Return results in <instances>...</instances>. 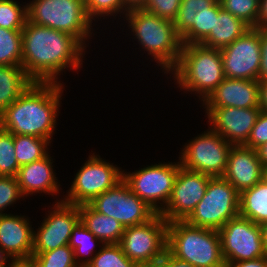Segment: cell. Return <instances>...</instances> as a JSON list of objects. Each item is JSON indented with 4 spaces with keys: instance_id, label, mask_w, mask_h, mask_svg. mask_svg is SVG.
Wrapping results in <instances>:
<instances>
[{
    "instance_id": "cell-1",
    "label": "cell",
    "mask_w": 267,
    "mask_h": 267,
    "mask_svg": "<svg viewBox=\"0 0 267 267\" xmlns=\"http://www.w3.org/2000/svg\"><path fill=\"white\" fill-rule=\"evenodd\" d=\"M86 47L74 36L26 21L22 29V67L33 82L58 83L64 69L79 70Z\"/></svg>"
},
{
    "instance_id": "cell-2",
    "label": "cell",
    "mask_w": 267,
    "mask_h": 267,
    "mask_svg": "<svg viewBox=\"0 0 267 267\" xmlns=\"http://www.w3.org/2000/svg\"><path fill=\"white\" fill-rule=\"evenodd\" d=\"M33 82L11 106L0 113V128L13 135L51 140L61 107L64 85Z\"/></svg>"
},
{
    "instance_id": "cell-3",
    "label": "cell",
    "mask_w": 267,
    "mask_h": 267,
    "mask_svg": "<svg viewBox=\"0 0 267 267\" xmlns=\"http://www.w3.org/2000/svg\"><path fill=\"white\" fill-rule=\"evenodd\" d=\"M124 17L135 36L133 39L138 40V44L148 51V55L159 63L164 73L170 74L179 61L183 46L173 21L143 8L129 9Z\"/></svg>"
},
{
    "instance_id": "cell-4",
    "label": "cell",
    "mask_w": 267,
    "mask_h": 267,
    "mask_svg": "<svg viewBox=\"0 0 267 267\" xmlns=\"http://www.w3.org/2000/svg\"><path fill=\"white\" fill-rule=\"evenodd\" d=\"M170 73L181 91L199 94V100L204 101L225 79L220 49L183 45L179 61Z\"/></svg>"
},
{
    "instance_id": "cell-5",
    "label": "cell",
    "mask_w": 267,
    "mask_h": 267,
    "mask_svg": "<svg viewBox=\"0 0 267 267\" xmlns=\"http://www.w3.org/2000/svg\"><path fill=\"white\" fill-rule=\"evenodd\" d=\"M167 250L194 267H226L218 230L193 226L185 220L168 222Z\"/></svg>"
},
{
    "instance_id": "cell-6",
    "label": "cell",
    "mask_w": 267,
    "mask_h": 267,
    "mask_svg": "<svg viewBox=\"0 0 267 267\" xmlns=\"http://www.w3.org/2000/svg\"><path fill=\"white\" fill-rule=\"evenodd\" d=\"M27 14L33 24L66 32L85 47L93 33L84 0H32L27 3Z\"/></svg>"
},
{
    "instance_id": "cell-7",
    "label": "cell",
    "mask_w": 267,
    "mask_h": 267,
    "mask_svg": "<svg viewBox=\"0 0 267 267\" xmlns=\"http://www.w3.org/2000/svg\"><path fill=\"white\" fill-rule=\"evenodd\" d=\"M240 193L223 177H211L206 192L185 219L193 226L221 229L230 219L239 216Z\"/></svg>"
},
{
    "instance_id": "cell-8",
    "label": "cell",
    "mask_w": 267,
    "mask_h": 267,
    "mask_svg": "<svg viewBox=\"0 0 267 267\" xmlns=\"http://www.w3.org/2000/svg\"><path fill=\"white\" fill-rule=\"evenodd\" d=\"M120 169L121 167L92 153L76 173L62 201L72 205L90 203L95 197L115 187L123 180V171Z\"/></svg>"
},
{
    "instance_id": "cell-9",
    "label": "cell",
    "mask_w": 267,
    "mask_h": 267,
    "mask_svg": "<svg viewBox=\"0 0 267 267\" xmlns=\"http://www.w3.org/2000/svg\"><path fill=\"white\" fill-rule=\"evenodd\" d=\"M180 166V161H178L177 163L153 164L132 173L123 170V180L133 193L145 201L156 213H160L171 197Z\"/></svg>"
},
{
    "instance_id": "cell-10",
    "label": "cell",
    "mask_w": 267,
    "mask_h": 267,
    "mask_svg": "<svg viewBox=\"0 0 267 267\" xmlns=\"http://www.w3.org/2000/svg\"><path fill=\"white\" fill-rule=\"evenodd\" d=\"M179 156L183 168L211 177H222L233 146L211 128L184 145Z\"/></svg>"
},
{
    "instance_id": "cell-11",
    "label": "cell",
    "mask_w": 267,
    "mask_h": 267,
    "mask_svg": "<svg viewBox=\"0 0 267 267\" xmlns=\"http://www.w3.org/2000/svg\"><path fill=\"white\" fill-rule=\"evenodd\" d=\"M167 227L168 222L157 213L146 223L125 228L119 245L138 265L158 260L167 251Z\"/></svg>"
},
{
    "instance_id": "cell-12",
    "label": "cell",
    "mask_w": 267,
    "mask_h": 267,
    "mask_svg": "<svg viewBox=\"0 0 267 267\" xmlns=\"http://www.w3.org/2000/svg\"><path fill=\"white\" fill-rule=\"evenodd\" d=\"M96 211L119 221L124 228L140 225L157 213L122 180L89 203Z\"/></svg>"
},
{
    "instance_id": "cell-13",
    "label": "cell",
    "mask_w": 267,
    "mask_h": 267,
    "mask_svg": "<svg viewBox=\"0 0 267 267\" xmlns=\"http://www.w3.org/2000/svg\"><path fill=\"white\" fill-rule=\"evenodd\" d=\"M226 267L233 262L266 256L260 226L240 215L218 230Z\"/></svg>"
},
{
    "instance_id": "cell-14",
    "label": "cell",
    "mask_w": 267,
    "mask_h": 267,
    "mask_svg": "<svg viewBox=\"0 0 267 267\" xmlns=\"http://www.w3.org/2000/svg\"><path fill=\"white\" fill-rule=\"evenodd\" d=\"M220 52L225 77L259 81L261 29L251 27Z\"/></svg>"
},
{
    "instance_id": "cell-15",
    "label": "cell",
    "mask_w": 267,
    "mask_h": 267,
    "mask_svg": "<svg viewBox=\"0 0 267 267\" xmlns=\"http://www.w3.org/2000/svg\"><path fill=\"white\" fill-rule=\"evenodd\" d=\"M53 210V211H52ZM40 227L33 230L32 254H40L69 244L75 225L80 221L79 205L56 200Z\"/></svg>"
},
{
    "instance_id": "cell-16",
    "label": "cell",
    "mask_w": 267,
    "mask_h": 267,
    "mask_svg": "<svg viewBox=\"0 0 267 267\" xmlns=\"http://www.w3.org/2000/svg\"><path fill=\"white\" fill-rule=\"evenodd\" d=\"M221 10L219 0H182L173 20L182 44H200L214 29L215 16Z\"/></svg>"
},
{
    "instance_id": "cell-17",
    "label": "cell",
    "mask_w": 267,
    "mask_h": 267,
    "mask_svg": "<svg viewBox=\"0 0 267 267\" xmlns=\"http://www.w3.org/2000/svg\"><path fill=\"white\" fill-rule=\"evenodd\" d=\"M211 176L179 167L173 191L160 212L167 221L185 220L204 197Z\"/></svg>"
},
{
    "instance_id": "cell-18",
    "label": "cell",
    "mask_w": 267,
    "mask_h": 267,
    "mask_svg": "<svg viewBox=\"0 0 267 267\" xmlns=\"http://www.w3.org/2000/svg\"><path fill=\"white\" fill-rule=\"evenodd\" d=\"M208 122L214 132L219 133L232 145H244L261 112L260 107L205 108Z\"/></svg>"
},
{
    "instance_id": "cell-19",
    "label": "cell",
    "mask_w": 267,
    "mask_h": 267,
    "mask_svg": "<svg viewBox=\"0 0 267 267\" xmlns=\"http://www.w3.org/2000/svg\"><path fill=\"white\" fill-rule=\"evenodd\" d=\"M265 169L258 157L257 150L244 145H233L229 151L223 178L235 189L242 191L253 187L264 178Z\"/></svg>"
},
{
    "instance_id": "cell-20",
    "label": "cell",
    "mask_w": 267,
    "mask_h": 267,
    "mask_svg": "<svg viewBox=\"0 0 267 267\" xmlns=\"http://www.w3.org/2000/svg\"><path fill=\"white\" fill-rule=\"evenodd\" d=\"M202 104L204 108L259 107V81L225 77Z\"/></svg>"
},
{
    "instance_id": "cell-21",
    "label": "cell",
    "mask_w": 267,
    "mask_h": 267,
    "mask_svg": "<svg viewBox=\"0 0 267 267\" xmlns=\"http://www.w3.org/2000/svg\"><path fill=\"white\" fill-rule=\"evenodd\" d=\"M29 218L0 214V246L14 261H30L33 251V229Z\"/></svg>"
},
{
    "instance_id": "cell-22",
    "label": "cell",
    "mask_w": 267,
    "mask_h": 267,
    "mask_svg": "<svg viewBox=\"0 0 267 267\" xmlns=\"http://www.w3.org/2000/svg\"><path fill=\"white\" fill-rule=\"evenodd\" d=\"M50 156L48 154L41 160L20 166L16 178L24 197L43 192L52 196L59 194L60 183L55 177L54 161Z\"/></svg>"
},
{
    "instance_id": "cell-23",
    "label": "cell",
    "mask_w": 267,
    "mask_h": 267,
    "mask_svg": "<svg viewBox=\"0 0 267 267\" xmlns=\"http://www.w3.org/2000/svg\"><path fill=\"white\" fill-rule=\"evenodd\" d=\"M80 221L103 244H119L124 226L116 219L96 211L89 203L79 205Z\"/></svg>"
},
{
    "instance_id": "cell-24",
    "label": "cell",
    "mask_w": 267,
    "mask_h": 267,
    "mask_svg": "<svg viewBox=\"0 0 267 267\" xmlns=\"http://www.w3.org/2000/svg\"><path fill=\"white\" fill-rule=\"evenodd\" d=\"M250 28L242 19L222 9L218 16H215L214 29H211L210 34L200 44L209 48L223 49Z\"/></svg>"
},
{
    "instance_id": "cell-25",
    "label": "cell",
    "mask_w": 267,
    "mask_h": 267,
    "mask_svg": "<svg viewBox=\"0 0 267 267\" xmlns=\"http://www.w3.org/2000/svg\"><path fill=\"white\" fill-rule=\"evenodd\" d=\"M32 83L22 65H0V113L11 106Z\"/></svg>"
},
{
    "instance_id": "cell-26",
    "label": "cell",
    "mask_w": 267,
    "mask_h": 267,
    "mask_svg": "<svg viewBox=\"0 0 267 267\" xmlns=\"http://www.w3.org/2000/svg\"><path fill=\"white\" fill-rule=\"evenodd\" d=\"M239 215L261 225L267 222V179L240 193Z\"/></svg>"
},
{
    "instance_id": "cell-27",
    "label": "cell",
    "mask_w": 267,
    "mask_h": 267,
    "mask_svg": "<svg viewBox=\"0 0 267 267\" xmlns=\"http://www.w3.org/2000/svg\"><path fill=\"white\" fill-rule=\"evenodd\" d=\"M100 243L103 244L100 239L96 238V236L79 221L72 230L68 245L73 249L74 259L77 265L80 267H87L98 252L97 249L96 251H94V249Z\"/></svg>"
},
{
    "instance_id": "cell-28",
    "label": "cell",
    "mask_w": 267,
    "mask_h": 267,
    "mask_svg": "<svg viewBox=\"0 0 267 267\" xmlns=\"http://www.w3.org/2000/svg\"><path fill=\"white\" fill-rule=\"evenodd\" d=\"M15 155L19 166L32 163L49 154V144L52 142L45 138L28 135H13Z\"/></svg>"
},
{
    "instance_id": "cell-29",
    "label": "cell",
    "mask_w": 267,
    "mask_h": 267,
    "mask_svg": "<svg viewBox=\"0 0 267 267\" xmlns=\"http://www.w3.org/2000/svg\"><path fill=\"white\" fill-rule=\"evenodd\" d=\"M22 64V30L0 27V65Z\"/></svg>"
},
{
    "instance_id": "cell-30",
    "label": "cell",
    "mask_w": 267,
    "mask_h": 267,
    "mask_svg": "<svg viewBox=\"0 0 267 267\" xmlns=\"http://www.w3.org/2000/svg\"><path fill=\"white\" fill-rule=\"evenodd\" d=\"M87 267H138L130 260L119 244H102Z\"/></svg>"
},
{
    "instance_id": "cell-31",
    "label": "cell",
    "mask_w": 267,
    "mask_h": 267,
    "mask_svg": "<svg viewBox=\"0 0 267 267\" xmlns=\"http://www.w3.org/2000/svg\"><path fill=\"white\" fill-rule=\"evenodd\" d=\"M30 261L35 267H78L73 249L69 245L40 254H32Z\"/></svg>"
},
{
    "instance_id": "cell-32",
    "label": "cell",
    "mask_w": 267,
    "mask_h": 267,
    "mask_svg": "<svg viewBox=\"0 0 267 267\" xmlns=\"http://www.w3.org/2000/svg\"><path fill=\"white\" fill-rule=\"evenodd\" d=\"M17 2L15 0H0V27L9 30H22L24 28L28 20L27 3L24 6Z\"/></svg>"
},
{
    "instance_id": "cell-33",
    "label": "cell",
    "mask_w": 267,
    "mask_h": 267,
    "mask_svg": "<svg viewBox=\"0 0 267 267\" xmlns=\"http://www.w3.org/2000/svg\"><path fill=\"white\" fill-rule=\"evenodd\" d=\"M19 168L13 134L0 128V176L16 177Z\"/></svg>"
},
{
    "instance_id": "cell-34",
    "label": "cell",
    "mask_w": 267,
    "mask_h": 267,
    "mask_svg": "<svg viewBox=\"0 0 267 267\" xmlns=\"http://www.w3.org/2000/svg\"><path fill=\"white\" fill-rule=\"evenodd\" d=\"M219 2L224 11L242 19L250 27H256L259 0H219Z\"/></svg>"
},
{
    "instance_id": "cell-35",
    "label": "cell",
    "mask_w": 267,
    "mask_h": 267,
    "mask_svg": "<svg viewBox=\"0 0 267 267\" xmlns=\"http://www.w3.org/2000/svg\"><path fill=\"white\" fill-rule=\"evenodd\" d=\"M84 3L87 14L92 21L99 19V17L101 19L103 16V20L106 16L115 18L119 13L125 15L129 11L124 0H84Z\"/></svg>"
},
{
    "instance_id": "cell-36",
    "label": "cell",
    "mask_w": 267,
    "mask_h": 267,
    "mask_svg": "<svg viewBox=\"0 0 267 267\" xmlns=\"http://www.w3.org/2000/svg\"><path fill=\"white\" fill-rule=\"evenodd\" d=\"M23 197L16 177L0 176V214Z\"/></svg>"
},
{
    "instance_id": "cell-37",
    "label": "cell",
    "mask_w": 267,
    "mask_h": 267,
    "mask_svg": "<svg viewBox=\"0 0 267 267\" xmlns=\"http://www.w3.org/2000/svg\"><path fill=\"white\" fill-rule=\"evenodd\" d=\"M182 0H147L143 9L159 17L174 20L178 14Z\"/></svg>"
},
{
    "instance_id": "cell-38",
    "label": "cell",
    "mask_w": 267,
    "mask_h": 267,
    "mask_svg": "<svg viewBox=\"0 0 267 267\" xmlns=\"http://www.w3.org/2000/svg\"><path fill=\"white\" fill-rule=\"evenodd\" d=\"M267 142V112L261 111L244 146L257 149Z\"/></svg>"
},
{
    "instance_id": "cell-39",
    "label": "cell",
    "mask_w": 267,
    "mask_h": 267,
    "mask_svg": "<svg viewBox=\"0 0 267 267\" xmlns=\"http://www.w3.org/2000/svg\"><path fill=\"white\" fill-rule=\"evenodd\" d=\"M267 80V28L261 29V65L259 81Z\"/></svg>"
},
{
    "instance_id": "cell-40",
    "label": "cell",
    "mask_w": 267,
    "mask_h": 267,
    "mask_svg": "<svg viewBox=\"0 0 267 267\" xmlns=\"http://www.w3.org/2000/svg\"><path fill=\"white\" fill-rule=\"evenodd\" d=\"M227 267H267V256L230 263Z\"/></svg>"
},
{
    "instance_id": "cell-41",
    "label": "cell",
    "mask_w": 267,
    "mask_h": 267,
    "mask_svg": "<svg viewBox=\"0 0 267 267\" xmlns=\"http://www.w3.org/2000/svg\"><path fill=\"white\" fill-rule=\"evenodd\" d=\"M257 29L267 28V0H259V13L257 19Z\"/></svg>"
},
{
    "instance_id": "cell-42",
    "label": "cell",
    "mask_w": 267,
    "mask_h": 267,
    "mask_svg": "<svg viewBox=\"0 0 267 267\" xmlns=\"http://www.w3.org/2000/svg\"><path fill=\"white\" fill-rule=\"evenodd\" d=\"M260 109L267 112V80L259 81Z\"/></svg>"
},
{
    "instance_id": "cell-43",
    "label": "cell",
    "mask_w": 267,
    "mask_h": 267,
    "mask_svg": "<svg viewBox=\"0 0 267 267\" xmlns=\"http://www.w3.org/2000/svg\"><path fill=\"white\" fill-rule=\"evenodd\" d=\"M167 267H194L190 263L174 257L167 250Z\"/></svg>"
},
{
    "instance_id": "cell-44",
    "label": "cell",
    "mask_w": 267,
    "mask_h": 267,
    "mask_svg": "<svg viewBox=\"0 0 267 267\" xmlns=\"http://www.w3.org/2000/svg\"><path fill=\"white\" fill-rule=\"evenodd\" d=\"M138 267H167V251L160 259L139 264Z\"/></svg>"
},
{
    "instance_id": "cell-45",
    "label": "cell",
    "mask_w": 267,
    "mask_h": 267,
    "mask_svg": "<svg viewBox=\"0 0 267 267\" xmlns=\"http://www.w3.org/2000/svg\"><path fill=\"white\" fill-rule=\"evenodd\" d=\"M256 150H257L258 157L265 169L267 167V142L262 144Z\"/></svg>"
},
{
    "instance_id": "cell-46",
    "label": "cell",
    "mask_w": 267,
    "mask_h": 267,
    "mask_svg": "<svg viewBox=\"0 0 267 267\" xmlns=\"http://www.w3.org/2000/svg\"><path fill=\"white\" fill-rule=\"evenodd\" d=\"M7 261L9 262L8 264L6 263ZM14 262L15 261L9 256V254L0 246V267H10Z\"/></svg>"
},
{
    "instance_id": "cell-47",
    "label": "cell",
    "mask_w": 267,
    "mask_h": 267,
    "mask_svg": "<svg viewBox=\"0 0 267 267\" xmlns=\"http://www.w3.org/2000/svg\"><path fill=\"white\" fill-rule=\"evenodd\" d=\"M147 0H124L128 9L142 8Z\"/></svg>"
},
{
    "instance_id": "cell-48",
    "label": "cell",
    "mask_w": 267,
    "mask_h": 267,
    "mask_svg": "<svg viewBox=\"0 0 267 267\" xmlns=\"http://www.w3.org/2000/svg\"><path fill=\"white\" fill-rule=\"evenodd\" d=\"M259 226H260V229H261L263 247H264V250H265V254L267 256V222L262 223Z\"/></svg>"
},
{
    "instance_id": "cell-49",
    "label": "cell",
    "mask_w": 267,
    "mask_h": 267,
    "mask_svg": "<svg viewBox=\"0 0 267 267\" xmlns=\"http://www.w3.org/2000/svg\"><path fill=\"white\" fill-rule=\"evenodd\" d=\"M10 267H35L31 261H15Z\"/></svg>"
},
{
    "instance_id": "cell-50",
    "label": "cell",
    "mask_w": 267,
    "mask_h": 267,
    "mask_svg": "<svg viewBox=\"0 0 267 267\" xmlns=\"http://www.w3.org/2000/svg\"><path fill=\"white\" fill-rule=\"evenodd\" d=\"M264 177L267 179V167L265 168V174Z\"/></svg>"
}]
</instances>
